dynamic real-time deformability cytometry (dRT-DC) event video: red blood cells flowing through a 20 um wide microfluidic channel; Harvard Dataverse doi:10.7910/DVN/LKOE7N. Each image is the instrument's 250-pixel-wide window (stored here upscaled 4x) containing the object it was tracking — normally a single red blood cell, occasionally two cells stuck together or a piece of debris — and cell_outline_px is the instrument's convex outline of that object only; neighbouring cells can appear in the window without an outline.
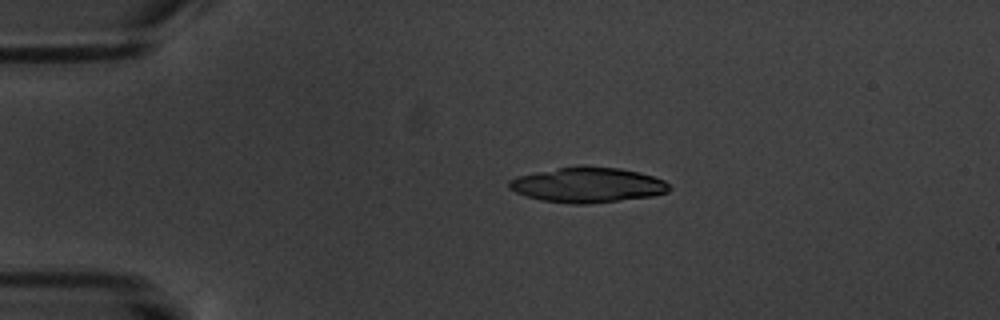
{"species": "common noctule bat (a hibernating species)", "species_latin": "Nyctalus noctula", "temperature_condition": "warm", "stored_images_in_passage": 3, "camera_frame_rate_fps": 3000, "um_per_image_px": 0.085, "animal": {"sex": "male", "body_mass_g": 20.1, "forearm_length_mm": 53.5}, "frame": {"image": 1, "passage_image": 1, "time_ms": 0.0, "image_size_px": [1000, 320], "cell_outline_px": [[672, 188], [668, 192], [652, 196], [588, 204], [572, 204], [540, 200], [516, 192], [508, 188], [508, 180], [516, 176], [580, 164], [584, 164], [620, 168], [640, 172], [664, 180]], "centroid_in_image_um": [49.95, 15.7], "position_along_channel_um": 35.0, "area_um2": 33.12}}